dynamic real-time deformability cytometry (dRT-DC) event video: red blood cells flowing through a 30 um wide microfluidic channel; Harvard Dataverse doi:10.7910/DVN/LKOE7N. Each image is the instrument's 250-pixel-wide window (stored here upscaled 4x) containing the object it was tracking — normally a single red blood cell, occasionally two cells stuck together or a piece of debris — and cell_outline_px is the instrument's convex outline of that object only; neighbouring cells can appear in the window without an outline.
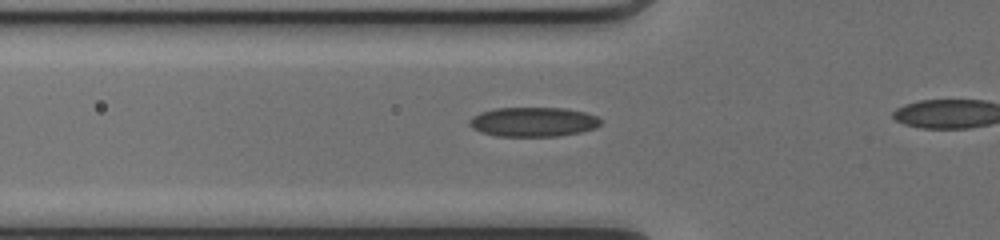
{"species": "common noctule bat (a hibernating species)", "species_latin": "Nyctalus noctula", "temperature_condition": "cold", "stored_images_in_passage": 13, "camera_frame_rate_fps": 3000, "um_per_image_px": 0.085, "animal": {"sex": "female", "body_mass_g": 17.0, "forearm_length_mm": 48.0}, "frame": {"image": 1, "passage_image": 8, "time_ms": 2.333, "image_size_px": [1000, 240], "cell_outline_px": [[600, 124], [596, 128], [580, 132], [556, 136], [496, 136], [480, 132], [472, 128], [468, 124], [468, 120], [472, 116], [480, 112], [496, 108], [564, 108], [584, 112], [596, 116], [600, 120]], "centroid_in_image_um": [45.28, 10.36], "position_along_channel_um": 80.5, "area_um2": 22.54}}
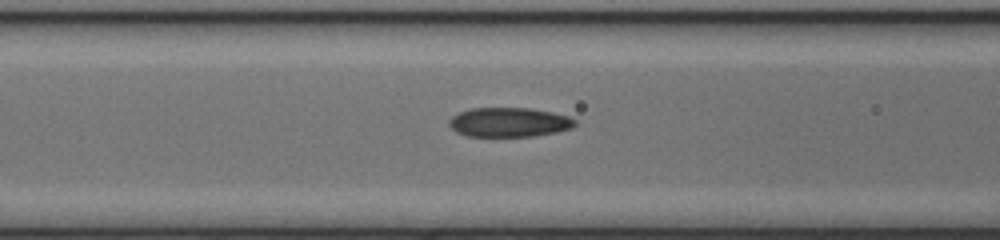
{"frame": {"image": 2, "passage_image": 11, "time_ms": 3.333, "image_size_px": [1000, 240], "cell_outline_px": [[576, 124], [572, 128], [556, 132], [532, 136], [468, 136], [456, 132], [448, 124], [448, 120], [452, 116], [460, 112], [472, 108], [528, 108], [552, 112], [568, 116], [576, 120]], "centroid_in_image_um": [43.27, 10.39], "position_along_channel_um": 123.3, "area_um2": 21.5}}